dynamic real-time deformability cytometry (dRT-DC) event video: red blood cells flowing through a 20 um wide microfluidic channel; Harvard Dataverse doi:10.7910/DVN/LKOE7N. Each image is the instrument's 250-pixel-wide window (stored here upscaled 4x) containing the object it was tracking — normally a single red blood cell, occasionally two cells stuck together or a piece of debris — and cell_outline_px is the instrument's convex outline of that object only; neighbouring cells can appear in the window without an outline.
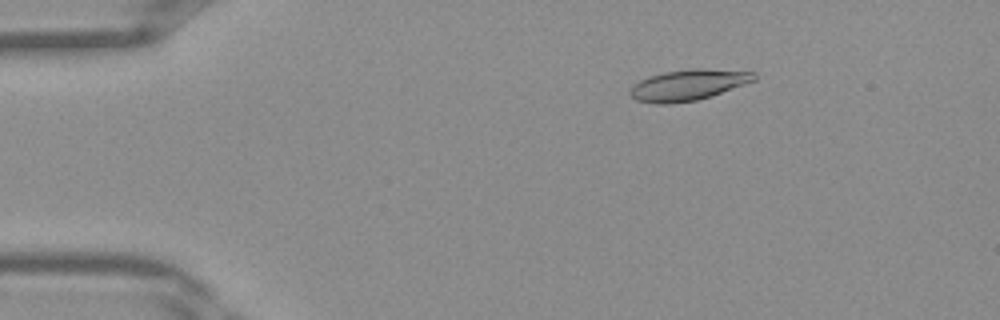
{"species": "Egyptian fruit bat (a non-hibernating species)", "species_latin": "Rousettus aegyptiacus", "temperature_condition": "warm", "stored_images_in_passage": 26, "camera_frame_rate_fps": 3000, "um_per_image_px": 0.085, "frame": {"image": 1, "passage_image": 7, "time_ms": 2.0, "image_size_px": [1000, 320], "cell_outline_px": [[756, 80], [696, 100], [668, 104], [656, 104], [636, 100], [628, 92], [640, 80], [648, 76], [664, 72], [692, 68], [704, 68], [756, 72]], "centroid_in_image_um": [58.48, 7.21], "position_along_channel_um": 26.5, "area_um2": 22.08}}
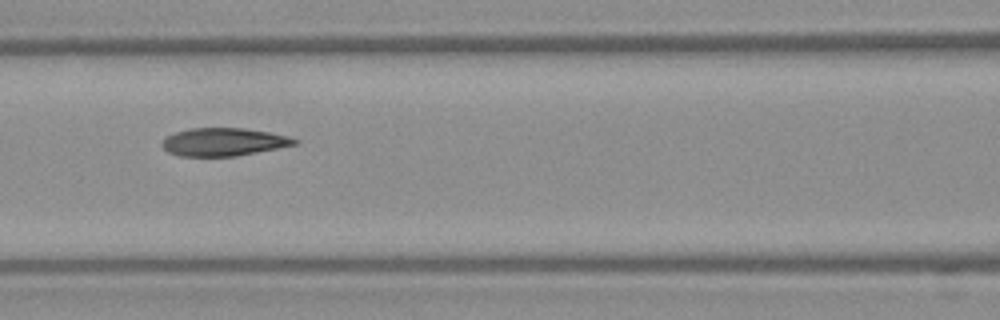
{"frame": {"image": 2, "passage_image": 18, "time_ms": 5.667, "image_size_px": [1000, 320], "cell_outline_px": [[300, 140], [296, 144], [236, 156], [176, 156], [168, 152], [160, 144], [168, 136], [176, 132], [192, 128], [244, 128], [268, 132], [288, 136]], "centroid_in_image_um": [18.99, 12.07], "position_along_channel_um": 147.6, "area_um2": 21.39}}
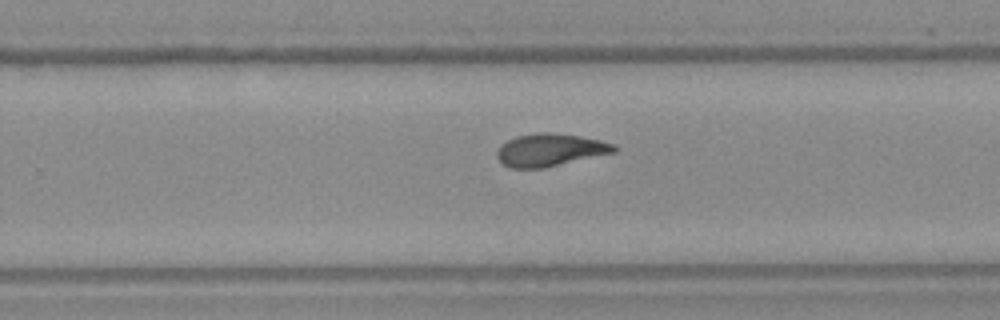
{"frame": {"image": 3, "passage_image": 26, "time_ms": 8.333, "image_size_px": [1000, 320], "cell_outline_px": [[620, 148], [616, 152], [544, 168], [508, 168], [496, 156], [496, 152], [500, 144], [516, 136], [536, 132], [548, 132], [580, 136], [600, 140], [612, 144]], "centroid_in_image_um": [46.75, 12.74], "position_along_channel_um": 283.1, "area_um2": 22.37}}